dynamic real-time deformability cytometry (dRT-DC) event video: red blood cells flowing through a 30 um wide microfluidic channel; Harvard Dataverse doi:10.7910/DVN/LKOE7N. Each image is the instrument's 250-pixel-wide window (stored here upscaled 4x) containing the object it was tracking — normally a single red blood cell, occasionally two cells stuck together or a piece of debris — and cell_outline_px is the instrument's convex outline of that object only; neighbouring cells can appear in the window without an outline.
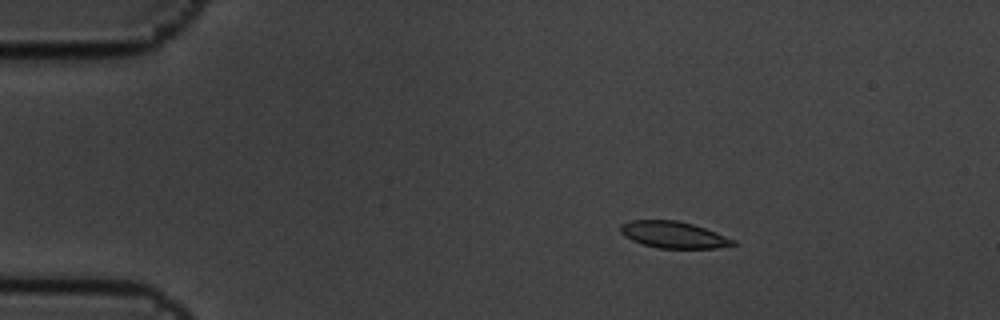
{"species": "common noctule bat (a hibernating species)", "species_latin": "Nyctalus noctula", "temperature_condition": "cold", "stored_images_in_passage": 9, "camera_frame_rate_fps": 3000, "um_per_image_px": 0.085, "animal": {"sex": "male", "body_mass_g": 19.5, "forearm_length_mm": 54.6}, "frame": {"image": 1, "passage_image": 4, "time_ms": 1.0, "image_size_px": [1000, 320], "cell_outline_px": [[736, 244], [716, 248], [660, 248], [644, 244], [632, 240], [624, 236], [620, 232], [620, 224], [632, 220], [676, 220], [692, 224], [716, 232], [736, 240]], "centroid_in_image_um": [57.24, 19.95], "position_along_channel_um": 27.8, "area_um2": 17.34}}
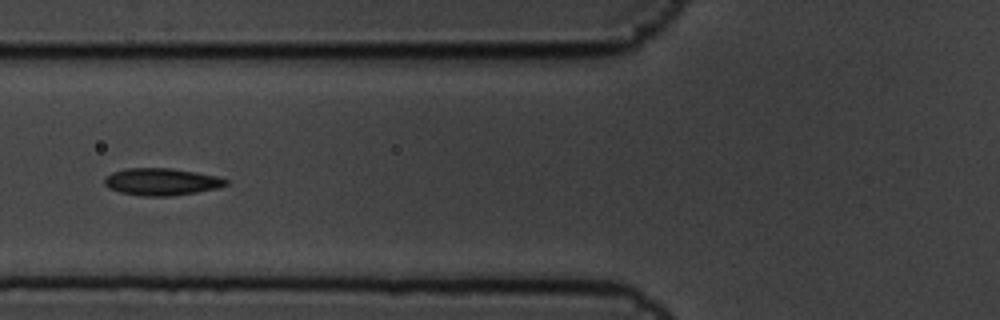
{"frame": {"image": 2, "passage_image": 8, "time_ms": 2.333, "image_size_px": [1000, 320], "cell_outline_px": [[228, 184], [216, 188], [196, 192], [172, 196], [140, 196], [120, 192], [108, 188], [104, 184], [104, 180], [112, 172], [128, 168], [172, 168], [196, 172], [216, 176], [228, 180]], "centroid_in_image_um": [13.71, 15.45], "position_along_channel_um": 112.1, "area_um2": 19.13}}
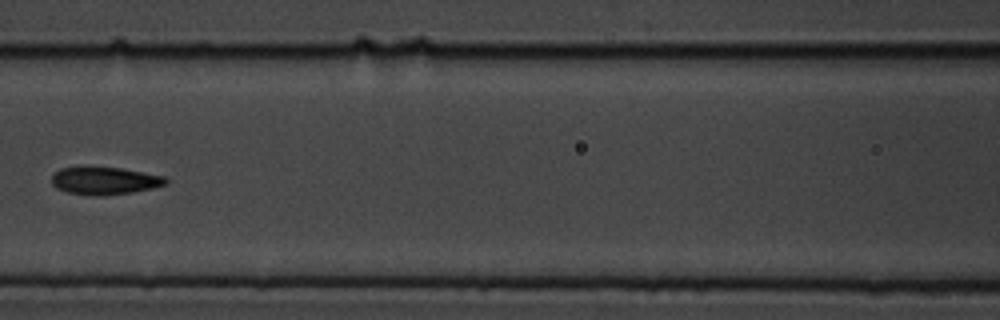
{"frame": {"image": 3, "passage_image": 9, "time_ms": 2.667, "image_size_px": [1000, 320], "cell_outline_px": [[168, 184], [152, 188], [132, 192], [104, 196], [68, 192], [56, 188], [52, 184], [52, 176], [60, 168], [80, 164], [88, 164], [120, 168], [164, 176], [168, 180]], "centroid_in_image_um": [8.85, 15.31], "position_along_channel_um": 157.7, "area_um2": 18.9}}